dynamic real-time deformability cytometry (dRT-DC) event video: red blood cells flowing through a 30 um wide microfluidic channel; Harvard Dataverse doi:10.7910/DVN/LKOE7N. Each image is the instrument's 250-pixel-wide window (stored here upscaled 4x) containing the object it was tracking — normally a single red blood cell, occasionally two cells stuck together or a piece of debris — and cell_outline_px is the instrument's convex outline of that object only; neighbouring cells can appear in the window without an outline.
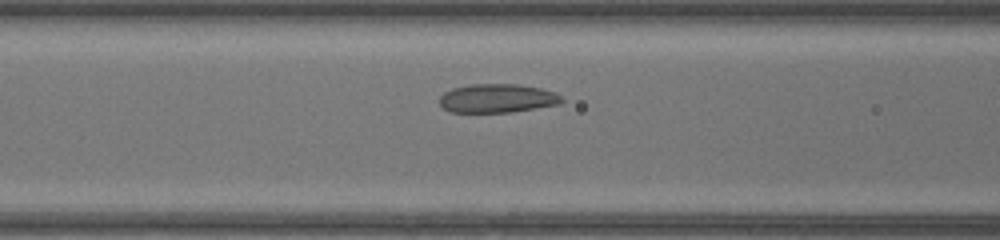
{"species": "common noctule bat (a hibernating species)", "species_latin": "Nyctalus noctula", "temperature_condition": "warm", "stored_images_in_passage": 26, "camera_frame_rate_fps": 3000, "um_per_image_px": 0.085, "animal": {"sex": "female", "body_mass_g": 17.0, "forearm_length_mm": 48.0}, "frame": {"image": 1, "passage_image": 6, "time_ms": 1.667, "image_size_px": [1000, 240], "cell_outline_px": [[564, 100], [560, 104], [512, 112], [448, 112], [440, 104], [440, 96], [444, 92], [452, 88], [472, 84], [516, 84], [540, 88], [556, 92]], "centroid_in_image_um": [42.27, 8.36], "position_along_channel_um": 124.3, "area_um2": 20.52}}
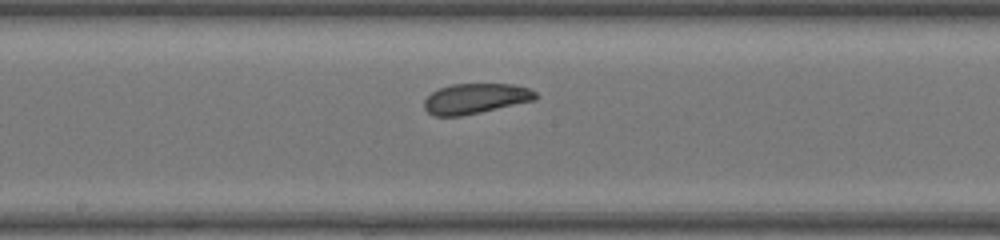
{"frame": {"image": 2, "passage_image": 12, "time_ms": 3.667, "image_size_px": [1000, 240], "cell_outline_px": [[540, 96], [536, 100], [480, 112], [460, 116], [436, 116], [428, 112], [424, 108], [424, 100], [432, 92], [440, 88], [452, 84], [512, 84], [528, 88], [536, 92]], "centroid_in_image_um": [40.44, 8.37], "position_along_channel_um": 207.8, "area_um2": 19.59}}
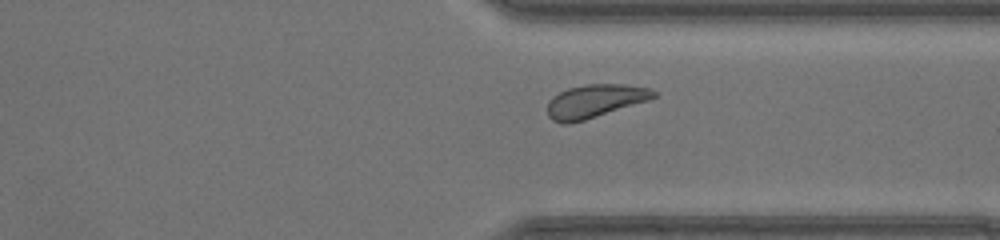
{"frame": {"image": 3, "passage_image": 23, "time_ms": 7.333, "image_size_px": [1000, 240], "cell_outline_px": [[656, 96], [648, 100], [584, 120], [568, 124], [560, 124], [552, 120], [548, 116], [548, 100], [552, 96], [568, 88], [584, 84], [624, 84], [652, 88], [656, 92]], "centroid_in_image_um": [50.54, 8.58], "position_along_channel_um": 360.9, "area_um2": 20.58}}